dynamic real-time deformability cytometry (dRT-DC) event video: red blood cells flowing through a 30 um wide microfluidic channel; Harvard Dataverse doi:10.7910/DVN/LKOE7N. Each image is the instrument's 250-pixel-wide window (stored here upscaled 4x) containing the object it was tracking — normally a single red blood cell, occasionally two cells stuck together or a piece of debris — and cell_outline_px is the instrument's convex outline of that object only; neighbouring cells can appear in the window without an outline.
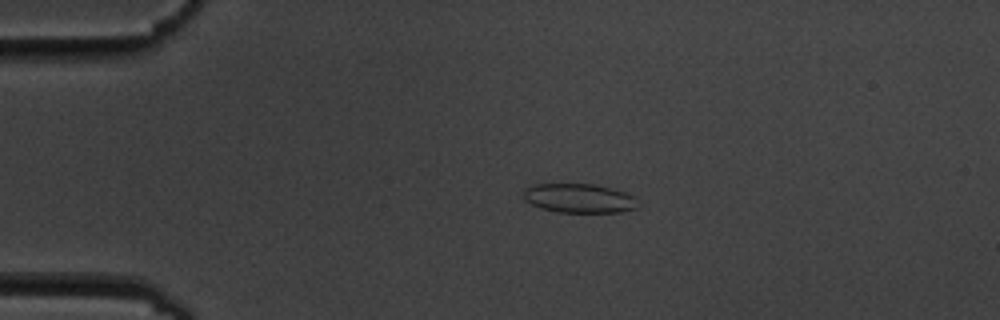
{"species": "common noctule bat (a hibernating species)", "species_latin": "Nyctalus noctula", "temperature_condition": "cold", "stored_images_in_passage": 8, "camera_frame_rate_fps": 3000, "um_per_image_px": 0.085, "animal": {"sex": "male", "body_mass_g": 19.5, "forearm_length_mm": 54.6}, "frame": {"image": 1, "passage_image": 3, "time_ms": 2.333, "image_size_px": [1000, 320], "cell_outline_px": [[640, 208], [620, 212], [556, 212], [540, 208], [524, 200], [524, 188], [532, 184], [596, 184], [612, 188], [624, 192], [632, 196]], "centroid_in_image_um": [49.21, 16.85], "position_along_channel_um": 35.8, "area_um2": 19.54}}
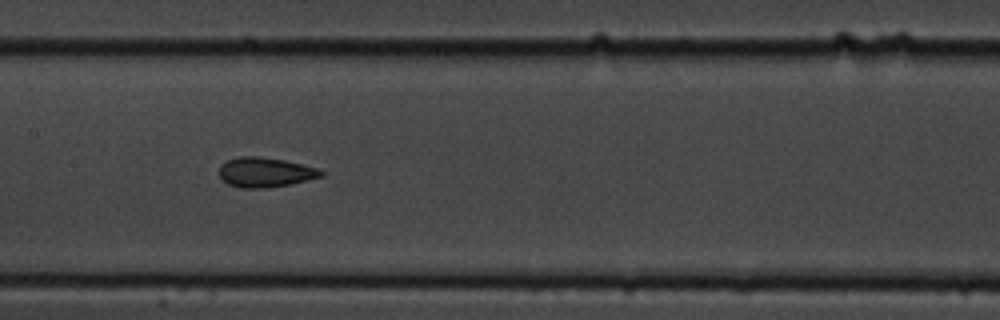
{"frame": {"image": 2, "passage_image": 7, "time_ms": 7.667, "image_size_px": [1000, 320], "cell_outline_px": [[324, 176], [288, 184], [268, 188], [240, 188], [228, 184], [220, 176], [220, 164], [236, 156], [260, 156], [284, 160], [316, 168], [324, 172]], "centroid_in_image_um": [22.51, 14.64], "position_along_channel_um": 184.9, "area_um2": 17.57}}
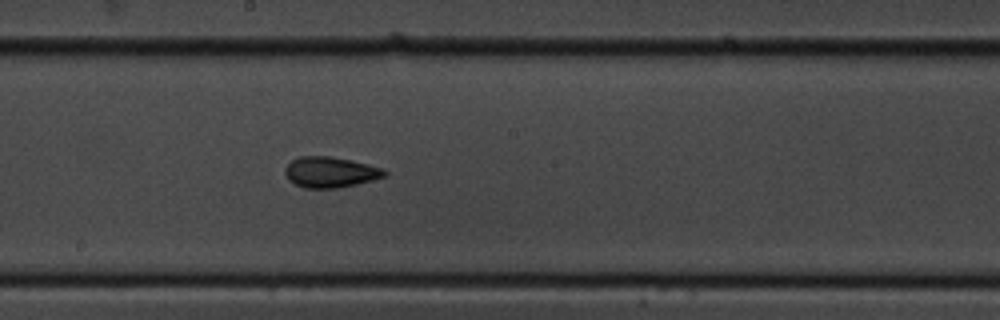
{"frame": {"image": 3, "passage_image": 8, "time_ms": 8.667, "image_size_px": [1000, 320], "cell_outline_px": [[388, 176], [356, 184], [336, 188], [304, 188], [288, 180], [284, 172], [284, 168], [292, 160], [300, 156], [328, 156], [368, 164], [384, 168], [388, 172]], "centroid_in_image_um": [28.08, 14.64], "position_along_channel_um": 220.1, "area_um2": 17.8}}